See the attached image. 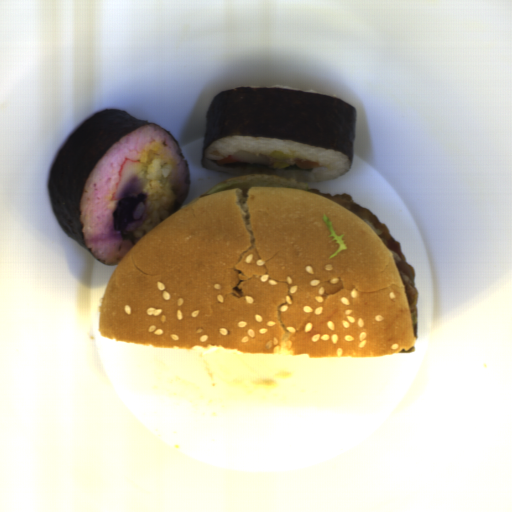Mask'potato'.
<instances>
[{
  "instance_id": "72c452e6",
  "label": "potato",
  "mask_w": 512,
  "mask_h": 512,
  "mask_svg": "<svg viewBox=\"0 0 512 512\" xmlns=\"http://www.w3.org/2000/svg\"><path fill=\"white\" fill-rule=\"evenodd\" d=\"M146 193H138L136 197H127L119 199L115 210L112 212L113 226L115 231L124 230L126 226L134 222V215L138 204H148Z\"/></svg>"
}]
</instances>
